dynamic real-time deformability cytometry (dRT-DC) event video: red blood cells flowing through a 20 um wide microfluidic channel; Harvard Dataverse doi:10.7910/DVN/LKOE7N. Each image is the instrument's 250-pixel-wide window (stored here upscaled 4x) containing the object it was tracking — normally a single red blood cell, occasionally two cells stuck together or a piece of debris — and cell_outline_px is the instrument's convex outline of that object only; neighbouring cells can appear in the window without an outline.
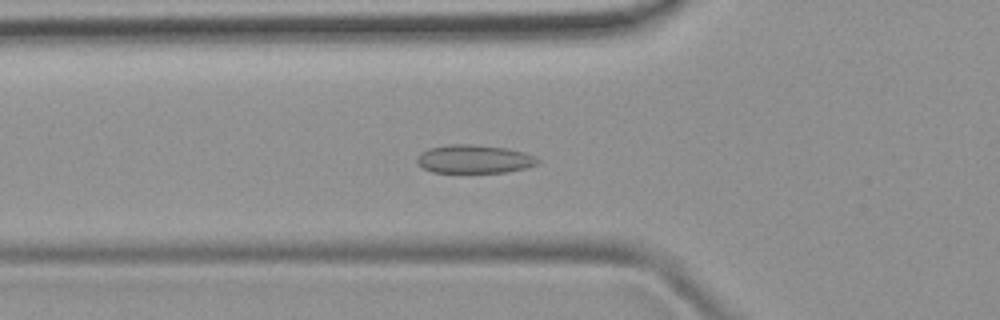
{"species": "common noctule bat (a hibernating species)", "species_latin": "Nyctalus noctula", "temperature_condition": "room temperature", "stored_images_in_passage": 41, "camera_frame_rate_fps": 3000, "um_per_image_px": 0.085, "animal": {"sex": "female", "body_mass_g": 19.9}, "frame": {"image": 1, "passage_image": 8, "time_ms": 2.333, "image_size_px": [1000, 320], "cell_outline_px": [[540, 160], [536, 164], [524, 168], [508, 172], [432, 172], [424, 168], [416, 160], [416, 156], [420, 152], [428, 148], [448, 144], [472, 144], [508, 148], [524, 152], [536, 156]], "centroid_in_image_um": [40.3, 13.5], "position_along_channel_um": 85.5, "area_um2": 20.06}}
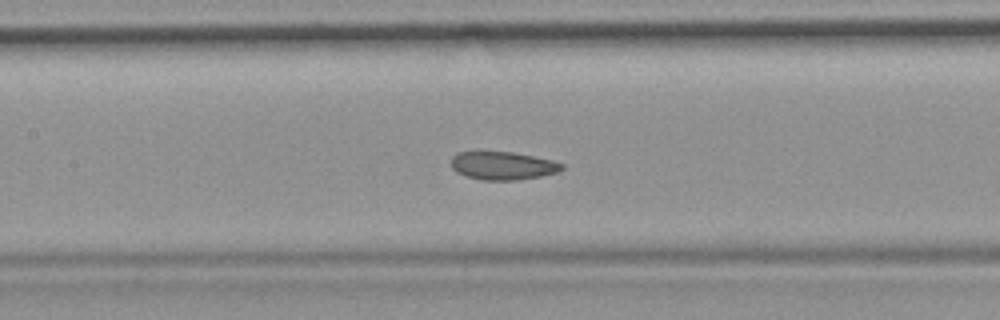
{"frame": {"image": 2, "passage_image": 14, "time_ms": 4.333, "image_size_px": [1000, 320], "cell_outline_px": [[564, 168], [556, 172], [540, 176], [516, 180], [480, 180], [464, 176], [456, 172], [452, 168], [452, 156], [456, 152], [480, 148], [512, 152], [552, 160], [564, 164]], "centroid_in_image_um": [42.63, 14.03], "position_along_channel_um": 164.8, "area_um2": 18.9}}
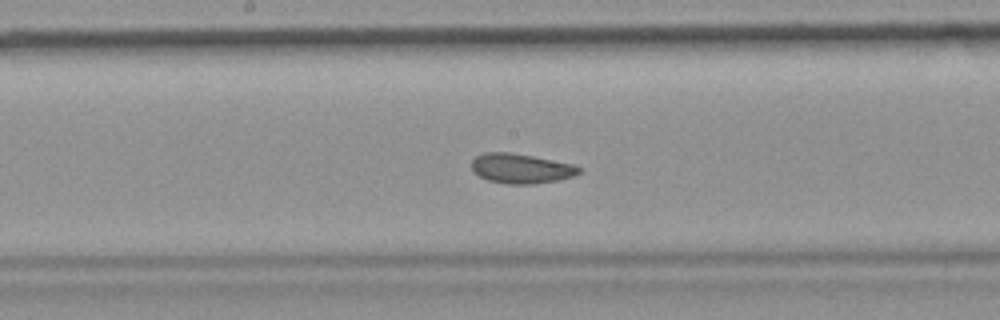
{"frame": {"image": 3, "passage_image": 17, "time_ms": 5.333, "image_size_px": [1000, 320], "cell_outline_px": [[580, 172], [576, 176], [560, 180], [532, 184], [508, 184], [488, 180], [472, 172], [472, 160], [476, 156], [484, 152], [512, 152], [572, 164], [580, 168]], "centroid_in_image_um": [44.27, 14.32], "position_along_channel_um": 203.9, "area_um2": 18.67}, "authors_computed_cell_mechanics": {"area_um2": 19.1318, "velocity_mm_per_s": 3.9439, "shape_relaxation_time_tau1_ms": 5.9403, "shape_relaxation_time_tau2_ms": 3.951, "deformation_change_tau1": 0.0793, "deformation_change_tau2": 0.0542}}